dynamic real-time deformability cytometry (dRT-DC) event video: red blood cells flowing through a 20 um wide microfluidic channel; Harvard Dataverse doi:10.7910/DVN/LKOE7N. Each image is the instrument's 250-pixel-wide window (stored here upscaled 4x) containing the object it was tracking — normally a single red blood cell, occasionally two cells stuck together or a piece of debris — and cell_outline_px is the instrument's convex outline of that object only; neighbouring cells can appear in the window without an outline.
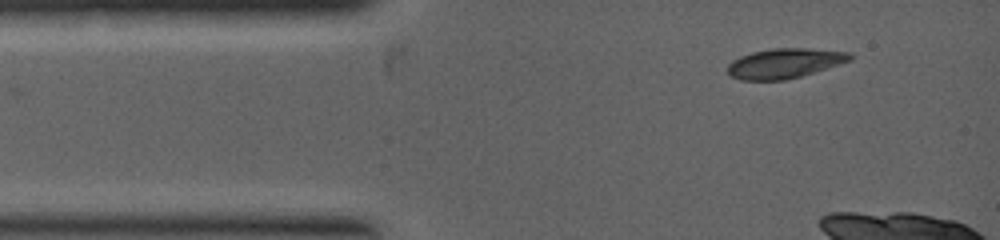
{"species": "common noctule bat (a hibernating species)", "species_latin": "Nyctalus noctula", "temperature_condition": "warm", "stored_images_in_passage": 6, "camera_frame_rate_fps": 5000, "um_per_image_px": 0.085, "animal": {"sex": "female", "body_mass_g": 19.0, "forearm_length_mm": 53.3}, "frame": {"image": 1, "passage_image": 1, "time_ms": 0.0, "image_size_px": [1000, 240], "cell_outline_px": [[852, 60], [800, 76], [784, 80], [740, 80], [732, 76], [728, 72], [728, 64], [732, 60], [740, 56], [752, 52], [772, 48], [804, 48], [852, 52]], "centroid_in_image_um": [66.68, 5.37], "position_along_channel_um": 18.3, "area_um2": 21.15}}
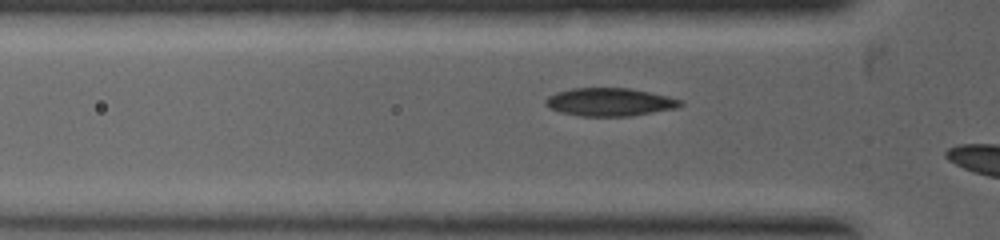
{"frame": {"image": 2, "passage_image": 5, "time_ms": 1.4, "image_size_px": [1000, 240], "cell_outline_px": [[684, 104], [680, 108], [632, 116], [580, 116], [560, 112], [548, 108], [544, 104], [544, 100], [548, 96], [556, 92], [572, 88], [628, 88], [668, 96], [684, 100]], "centroid_in_image_um": [51.85, 8.68], "position_along_channel_um": 74.0, "area_um2": 22.37}}